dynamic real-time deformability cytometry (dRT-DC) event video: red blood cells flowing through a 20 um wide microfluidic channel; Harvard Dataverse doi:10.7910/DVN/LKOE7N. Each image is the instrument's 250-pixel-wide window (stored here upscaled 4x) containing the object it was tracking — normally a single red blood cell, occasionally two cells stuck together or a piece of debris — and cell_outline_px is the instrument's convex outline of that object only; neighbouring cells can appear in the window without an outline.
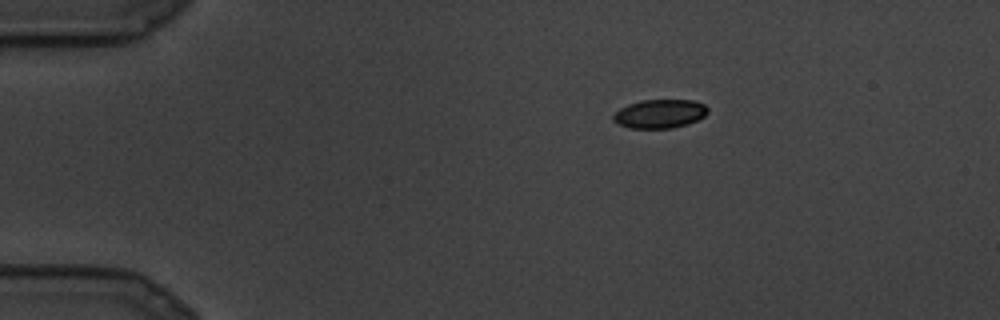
{"species": "common noctule bat (a hibernating species)", "species_latin": "Nyctalus noctula", "temperature_condition": "cold", "stored_images_in_passage": 22, "camera_frame_rate_fps": 3000, "um_per_image_px": 0.085, "animal": {"sex": "male", "body_mass_g": 19.5, "forearm_length_mm": 54.6}, "frame": {"image": 1, "passage_image": 1, "time_ms": 0.0, "image_size_px": [1000, 320], "cell_outline_px": [[708, 112], [704, 116], [688, 124], [672, 128], [628, 128], [616, 124], [612, 120], [612, 116], [620, 108], [628, 104], [640, 100], [692, 100], [704, 104], [708, 108]], "centroid_in_image_um": [56.05, 9.67], "position_along_channel_um": 29.0, "area_um2": 15.95}}
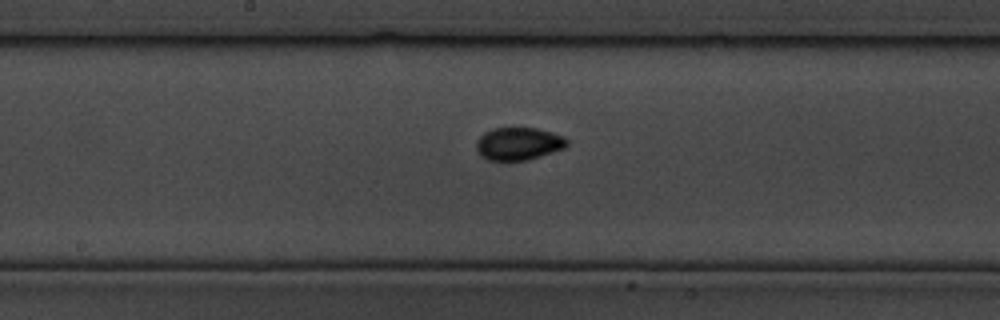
{"frame": {"image": 2, "passage_image": 10, "time_ms": 3.0, "image_size_px": [1000, 320], "cell_outline_px": [[568, 144], [564, 148], [528, 160], [488, 160], [480, 156], [476, 148], [476, 140], [484, 132], [492, 128], [536, 128], [552, 132], [564, 136], [568, 140]], "centroid_in_image_um": [44.06, 12.21], "position_along_channel_um": 204.1, "area_um2": 17.34}}
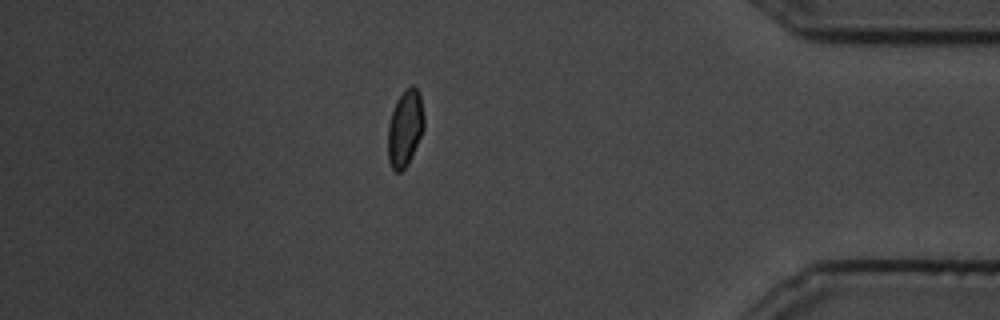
{"frame": {"image": 3, "passage_image": 19, "time_ms": 6.0, "image_size_px": [1000, 320], "cell_outline_px": [[424, 128], [408, 164], [400, 172], [396, 172], [392, 168], [388, 160], [388, 124], [396, 100], [412, 84], [420, 92], [424, 116]], "centroid_in_image_um": [34.43, 10.9], "position_along_channel_um": 400.8, "area_um2": 16.01}}